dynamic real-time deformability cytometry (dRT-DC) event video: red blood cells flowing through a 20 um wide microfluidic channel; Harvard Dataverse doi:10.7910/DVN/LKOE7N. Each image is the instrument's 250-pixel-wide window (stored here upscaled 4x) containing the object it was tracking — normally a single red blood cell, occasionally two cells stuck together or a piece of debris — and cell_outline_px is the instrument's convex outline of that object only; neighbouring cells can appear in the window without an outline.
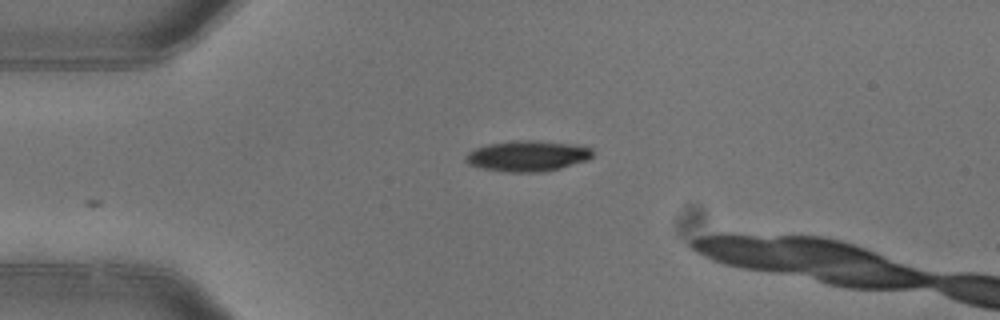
{"species": "common noctule bat (a hibernating species)", "species_latin": "Nyctalus noctula", "temperature_condition": "warm", "stored_images_in_passage": 3, "camera_frame_rate_fps": 3000, "um_per_image_px": 0.085, "animal": {"sex": "female"}, "frame": {"image": 1, "passage_image": 1, "time_ms": 0.0, "image_size_px": [1000, 320], "cell_outline_px": [[592, 156], [588, 160], [560, 168], [540, 172], [508, 172], [484, 168], [468, 164], [464, 160], [464, 156], [468, 152], [476, 148], [488, 144], [512, 140], [536, 140], [576, 144], [592, 148]], "centroid_in_image_um": [44.84, 13.24], "position_along_channel_um": 40.2, "area_um2": 22.83}}